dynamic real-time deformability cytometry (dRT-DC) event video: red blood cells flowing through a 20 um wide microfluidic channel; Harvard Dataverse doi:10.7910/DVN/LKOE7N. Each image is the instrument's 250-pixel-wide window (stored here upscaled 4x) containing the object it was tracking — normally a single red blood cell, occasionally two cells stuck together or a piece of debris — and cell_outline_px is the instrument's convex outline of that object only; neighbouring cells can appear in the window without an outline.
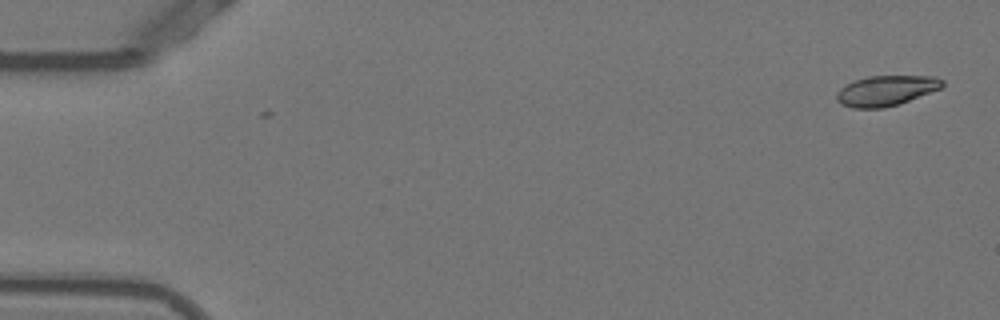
{"species": "Egyptian fruit bat (a non-hibernating species)", "species_latin": "Rousettus aegyptiacus", "temperature_condition": "warm", "stored_images_in_passage": 2, "camera_frame_rate_fps": 3000, "um_per_image_px": 0.085, "animal": {"sex": "female"}, "frame": {"image": 1, "passage_image": 2, "time_ms": 0.333, "image_size_px": [1000, 320], "cell_outline_px": [[944, 84], [940, 88], [900, 104], [884, 108], [852, 108], [840, 104], [836, 100], [836, 92], [840, 88], [856, 80], [868, 76], [936, 76], [944, 80]], "centroid_in_image_um": [75.3, 7.71], "position_along_channel_um": 9.7, "area_um2": 18.67}}